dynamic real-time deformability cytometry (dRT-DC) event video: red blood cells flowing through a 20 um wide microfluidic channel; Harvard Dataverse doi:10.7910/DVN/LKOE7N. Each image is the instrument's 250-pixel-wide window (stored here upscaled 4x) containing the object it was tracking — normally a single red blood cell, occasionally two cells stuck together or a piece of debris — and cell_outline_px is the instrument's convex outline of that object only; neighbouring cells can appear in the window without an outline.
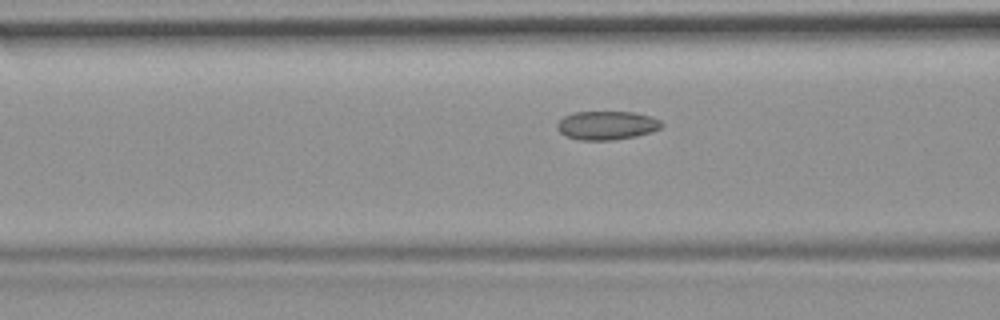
{"species": "common noctule bat (a hibernating species)", "species_latin": "Nyctalus noctula", "temperature_condition": "room temperature", "stored_images_in_passage": 32, "camera_frame_rate_fps": 3000, "um_per_image_px": 0.085, "animal": {"sex": "female", "body_mass_g": 19.9}, "frame": {"image": 1, "passage_image": 5, "time_ms": 1.333, "image_size_px": [1000, 320], "cell_outline_px": [[664, 124], [660, 128], [652, 132], [636, 136], [612, 140], [580, 140], [564, 136], [556, 128], [556, 124], [564, 116], [572, 112], [636, 112], [652, 116], [660, 120]], "centroid_in_image_um": [51.58, 10.65], "position_along_channel_um": 115.0, "area_um2": 17.69}, "authors_computed_cell_mechanics": {"area_um2": 17.1955, "velocity_mm_per_s": 3.6849, "shape_relaxation_time_tau1_ms": null, "shape_relaxation_time_tau2_ms": 1.7781, "deformation_change_tau1": null, "deformation_change_tau2": 0.0597}}